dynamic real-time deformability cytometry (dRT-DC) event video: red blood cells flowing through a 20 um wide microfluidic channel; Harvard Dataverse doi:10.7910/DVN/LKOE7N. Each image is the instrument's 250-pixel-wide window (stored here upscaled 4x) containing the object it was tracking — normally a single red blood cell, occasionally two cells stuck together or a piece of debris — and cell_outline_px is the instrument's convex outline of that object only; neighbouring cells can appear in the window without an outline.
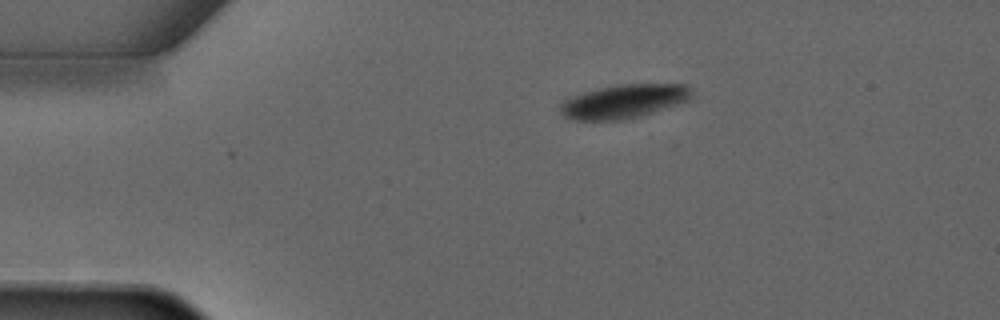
{"species": "common noctule bat (a hibernating species)", "species_latin": "Nyctalus noctula", "temperature_condition": "warm", "stored_images_in_passage": 2, "camera_frame_rate_fps": 3000, "um_per_image_px": 0.085, "animal": {"sex": "male", "forearm_length_mm": 52.5}, "frame": {"image": 1, "passage_image": 1, "time_ms": 0.0, "image_size_px": [1000, 320], "cell_outline_px": [[692, 100], [640, 116], [620, 120], [576, 120], [564, 116], [560, 112], [560, 104], [564, 100], [572, 96], [584, 92], [616, 84], [684, 84], [692, 92]], "centroid_in_image_um": [53.04, 8.61], "position_along_channel_um": 32.0, "area_um2": 25.84}}